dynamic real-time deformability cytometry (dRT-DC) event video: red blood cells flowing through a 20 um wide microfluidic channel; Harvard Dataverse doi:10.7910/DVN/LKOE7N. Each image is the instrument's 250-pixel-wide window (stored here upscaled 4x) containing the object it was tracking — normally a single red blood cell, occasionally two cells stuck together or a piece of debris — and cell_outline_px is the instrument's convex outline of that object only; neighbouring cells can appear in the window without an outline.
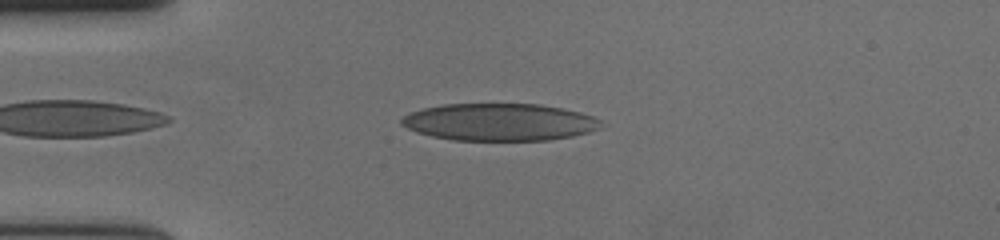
{"species": "human", "species_latin": "Homo sapiens", "temperature_condition": "cold", "stored_images_in_passage": 42, "camera_frame_rate_fps": 3000, "um_per_image_px": 0.085, "donor": {"sex": "female"}, "frame": {"image": 1, "passage_image": 4, "time_ms": 1.0, "image_size_px": [1000, 240], "cell_outline_px": [[600, 120], [596, 128], [588, 132], [572, 136], [548, 140], [452, 140], [432, 136], [416, 132], [400, 124], [400, 120], [404, 116], [412, 112], [424, 108], [444, 104], [540, 104], [564, 108], [580, 112], [592, 116]], "centroid_in_image_um": [42.41, 10.37], "position_along_channel_um": 42.6, "area_um2": 43.06}}
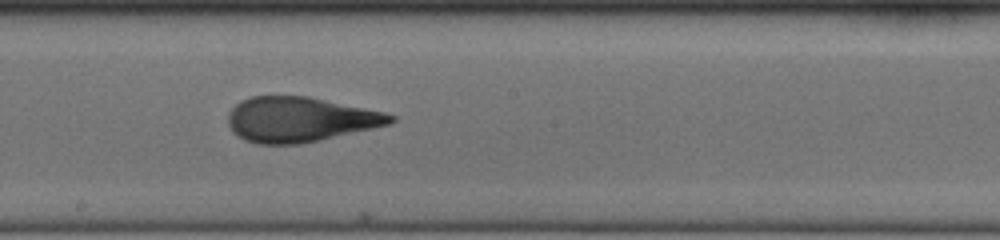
{"frame": {"image": 2, "passage_image": 21, "time_ms": 6.667, "image_size_px": [1000, 240], "cell_outline_px": [[396, 120], [392, 124], [320, 140], [300, 144], [256, 144], [244, 140], [232, 132], [228, 124], [228, 112], [240, 100], [252, 96], [308, 96], [384, 112], [396, 116]], "centroid_in_image_um": [25.48, 10.16], "position_along_channel_um": 222.7, "area_um2": 42.77}}
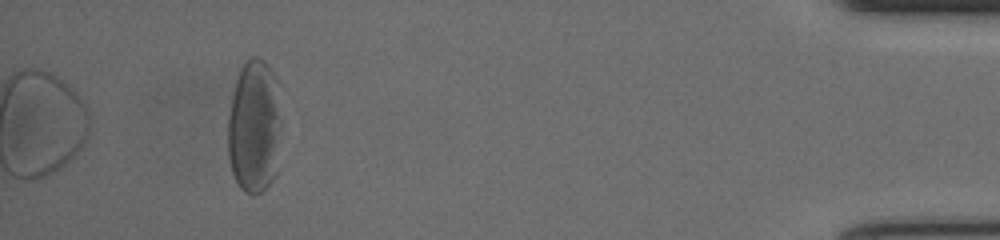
{"frame": {"image": 3, "passage_image": 42, "time_ms": 13.667, "image_size_px": [1000, 240], "cell_outline_px": [[280, 120], [276, 172], [272, 180], [256, 196], [252, 196], [244, 192], [240, 188], [232, 172], [228, 156], [228, 116], [232, 96], [236, 80], [240, 68], [244, 60], [248, 56], [260, 56], [268, 64], [276, 80]], "centroid_in_image_um": [21.59, 10.74], "position_along_channel_um": 413.6, "area_um2": 41.91}, "authors_computed_cell_mechanics": {"area_um2": 43.0032, "velocity_mm_per_s": 3.6605, "shape_relaxation_time_tau1_ms": 7.2673, "shape_relaxation_time_tau2_ms": 1.0004, "deformation_change_tau1": 0.2395, "deformation_change_tau2": 0.0836}}